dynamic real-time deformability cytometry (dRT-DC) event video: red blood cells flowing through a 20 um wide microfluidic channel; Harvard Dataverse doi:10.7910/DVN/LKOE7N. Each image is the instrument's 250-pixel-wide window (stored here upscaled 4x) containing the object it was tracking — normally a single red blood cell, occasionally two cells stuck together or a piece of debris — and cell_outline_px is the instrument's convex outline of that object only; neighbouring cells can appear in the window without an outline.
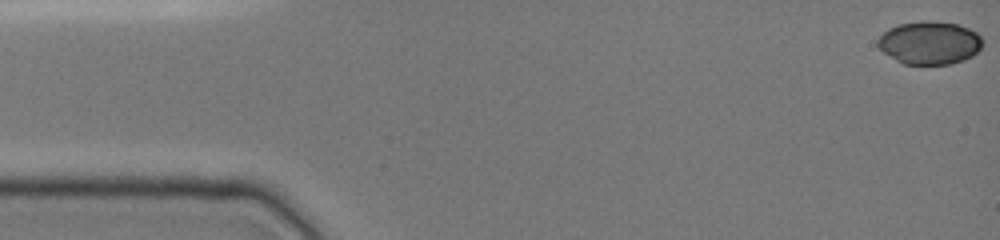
{"species": "common noctule bat (a hibernating species)", "species_latin": "Nyctalus noctula", "temperature_condition": "cold", "stored_images_in_passage": 42, "camera_frame_rate_fps": 3000, "um_per_image_px": 0.085, "animal": {"sex": "female", "body_mass_g": 19.0, "forearm_length_mm": 51.5}, "frame": {"image": 1, "passage_image": 1, "time_ms": 0.0, "image_size_px": [1000, 240], "cell_outline_px": [[984, 40], [980, 48], [972, 56], [964, 60], [952, 64], [904, 64], [896, 60], [884, 52], [876, 44], [876, 40], [888, 28], [900, 24], [920, 20], [928, 20], [956, 24], [968, 28], [976, 32]], "centroid_in_image_um": [79.01, 3.63], "position_along_channel_um": 6.0, "area_um2": 26.36}}
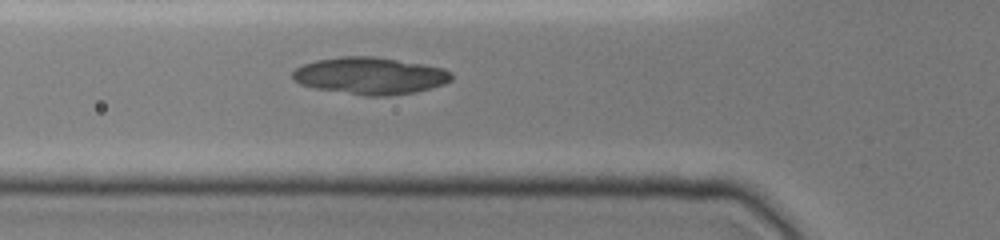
{"frame": {"image": 2, "passage_image": 17, "time_ms": 5.333, "image_size_px": [1000, 240], "cell_outline_px": [[452, 80], [444, 84], [416, 92], [388, 96], [364, 96], [316, 88], [300, 84], [292, 80], [292, 72], [296, 68], [304, 64], [316, 60], [340, 56], [376, 56], [424, 64], [444, 68], [452, 72]], "centroid_in_image_um": [31.47, 6.44], "position_along_channel_um": 94.3, "area_um2": 34.56}}
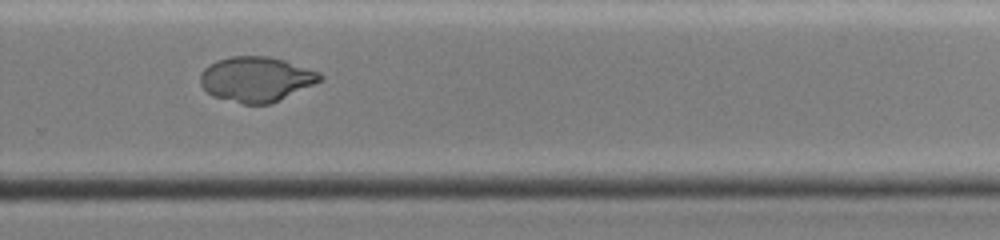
{"frame": {"image": 3, "passage_image": 33, "time_ms": 10.667, "image_size_px": [1000, 240], "cell_outline_px": [[324, 76], [320, 80], [272, 104], [244, 104], [212, 96], [200, 84], [200, 72], [208, 64], [216, 60], [232, 56], [268, 56], [284, 60], [320, 72]], "centroid_in_image_um": [21.74, 6.72], "position_along_channel_um": 308.1, "area_um2": 31.33}}